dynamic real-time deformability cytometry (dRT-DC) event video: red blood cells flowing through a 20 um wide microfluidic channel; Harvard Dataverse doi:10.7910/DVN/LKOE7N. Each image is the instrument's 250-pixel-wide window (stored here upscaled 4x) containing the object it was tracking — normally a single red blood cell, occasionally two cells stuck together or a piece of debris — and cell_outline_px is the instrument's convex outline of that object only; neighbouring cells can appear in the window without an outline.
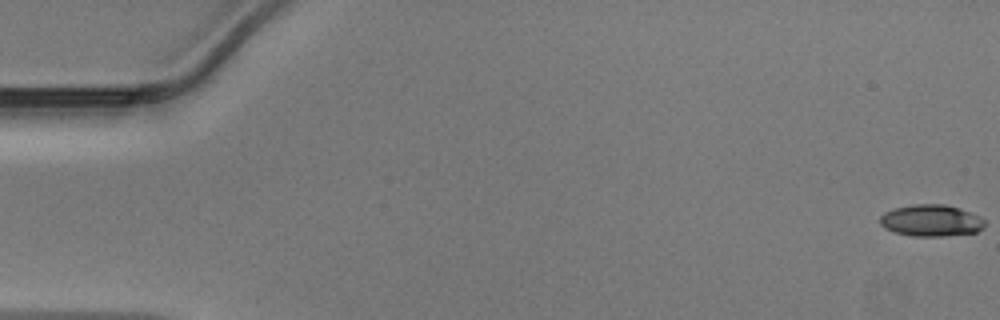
{"species": "Egyptian fruit bat (a non-hibernating species)", "species_latin": "Rousettus aegyptiacus", "temperature_condition": "warm", "stored_images_in_passage": 49, "camera_frame_rate_fps": 3000, "um_per_image_px": 0.085, "animal": {"sex": "male"}, "frame": {"image": 1, "passage_image": 1, "time_ms": 0.0, "image_size_px": [1000, 320], "cell_outline_px": [[984, 228], [976, 232], [944, 236], [912, 236], [892, 232], [884, 228], [880, 224], [880, 216], [884, 212], [892, 208], [912, 204], [944, 204], [980, 216], [984, 220]], "centroid_in_image_um": [79.09, 18.75], "position_along_channel_um": 5.9, "area_um2": 19.42}}
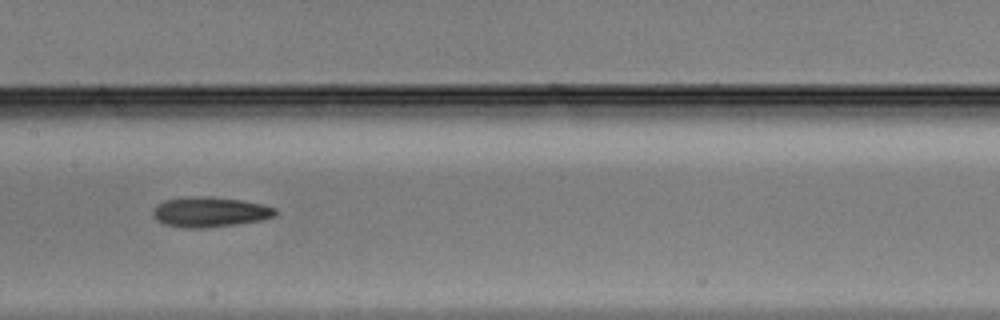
{"frame": {"image": 2, "passage_image": 25, "time_ms": 8.0, "image_size_px": [1000, 320], "cell_outline_px": [[276, 216], [260, 220], [236, 224], [200, 228], [184, 228], [164, 224], [156, 220], [152, 216], [152, 212], [156, 204], [164, 200], [188, 196], [208, 196], [240, 200], [264, 204], [276, 208]], "centroid_in_image_um": [17.8, 18.01], "position_along_channel_um": 189.6, "area_um2": 21.62}}
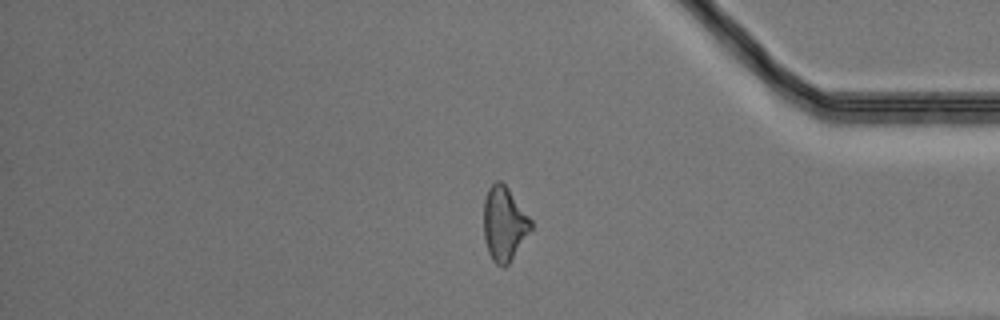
{"frame": {"image": 3, "passage_image": 41, "time_ms": 13.333, "image_size_px": [1000, 320], "cell_outline_px": [[532, 228], [508, 264], [504, 268], [496, 264], [492, 260], [488, 252], [484, 240], [484, 200], [488, 188], [496, 180], [500, 180], [508, 188], [532, 220]], "centroid_in_image_um": [42.84, 19.02], "position_along_channel_um": 392.4, "area_um2": 20.35}}